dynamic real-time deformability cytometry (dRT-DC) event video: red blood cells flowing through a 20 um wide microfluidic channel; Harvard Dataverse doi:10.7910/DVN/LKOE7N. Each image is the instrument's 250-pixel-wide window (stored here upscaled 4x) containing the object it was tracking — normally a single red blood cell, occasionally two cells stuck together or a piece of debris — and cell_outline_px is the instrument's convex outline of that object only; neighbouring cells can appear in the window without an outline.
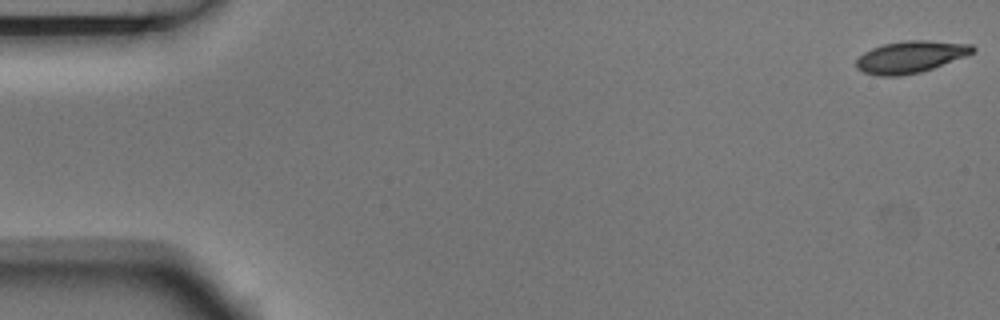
{"species": "Egyptian fruit bat (a non-hibernating species)", "species_latin": "Rousettus aegyptiacus", "temperature_condition": "room temperature", "stored_images_in_passage": 5, "camera_frame_rate_fps": 3000, "um_per_image_px": 0.085, "animal": {"sex": "male"}, "frame": {"image": 1, "passage_image": 1, "time_ms": 0.0, "image_size_px": [1000, 320], "cell_outline_px": [[976, 52], [932, 68], [920, 72], [900, 76], [876, 76], [864, 72], [856, 68], [856, 60], [864, 52], [872, 48], [884, 44], [908, 40], [924, 40], [972, 44], [976, 48]], "centroid_in_image_um": [77.39, 4.84], "position_along_channel_um": 7.6, "area_um2": 21.56}}
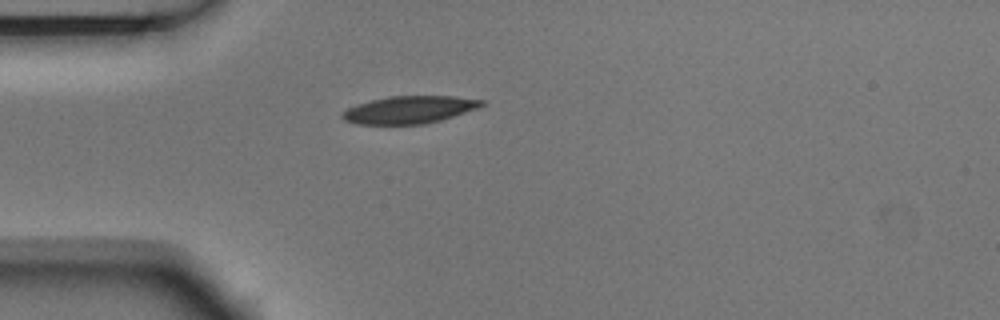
{"frame": {"image": 2, "passage_image": 5, "time_ms": 1.333, "image_size_px": [1000, 320], "cell_outline_px": [[484, 104], [476, 108], [440, 120], [424, 124], [356, 124], [344, 120], [340, 116], [348, 108], [372, 100], [388, 96], [452, 96], [484, 100]], "centroid_in_image_um": [34.77, 9.33], "position_along_channel_um": 50.2, "area_um2": 21.91}}